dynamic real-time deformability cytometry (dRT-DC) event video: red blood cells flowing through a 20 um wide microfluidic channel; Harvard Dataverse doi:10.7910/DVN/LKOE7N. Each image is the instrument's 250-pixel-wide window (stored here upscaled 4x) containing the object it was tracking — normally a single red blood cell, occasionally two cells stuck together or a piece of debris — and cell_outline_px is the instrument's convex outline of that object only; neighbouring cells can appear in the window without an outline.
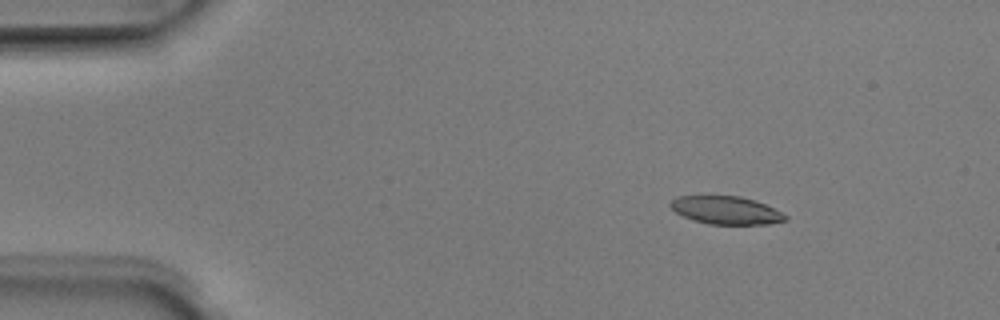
{"species": "Egyptian fruit bat (a non-hibernating species)", "species_latin": "Rousettus aegyptiacus", "temperature_condition": "room temperature", "stored_images_in_passage": 6, "camera_frame_rate_fps": 3000, "um_per_image_px": 0.085, "animal": {"sex": "male"}, "frame": {"image": 1, "passage_image": 3, "time_ms": 0.667, "image_size_px": [1000, 320], "cell_outline_px": [[788, 220], [768, 224], [708, 224], [684, 216], [676, 212], [668, 204], [676, 196], [740, 196], [764, 204], [788, 216]], "centroid_in_image_um": [61.71, 17.87], "position_along_channel_um": 23.3, "area_um2": 18.44}}
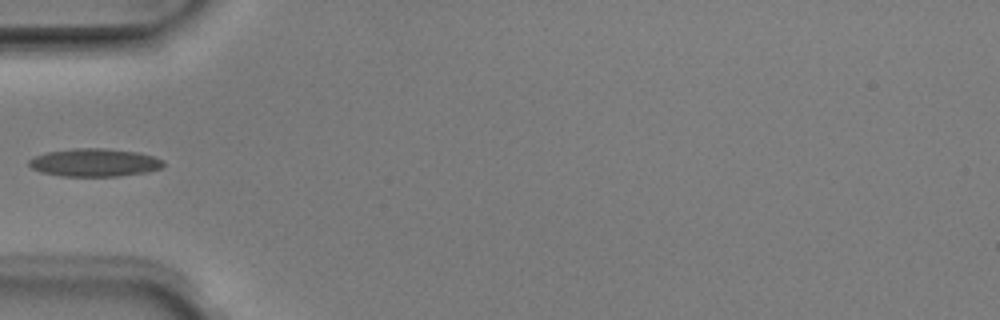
{"frame": {"image": 2, "passage_image": 6, "time_ms": 1.667, "image_size_px": [1000, 320], "cell_outline_px": [[164, 164], [160, 168], [148, 172], [120, 176], [60, 176], [40, 172], [32, 168], [28, 164], [28, 160], [36, 156], [48, 152], [72, 148], [104, 148], [140, 152], [164, 160]], "centroid_in_image_um": [8.04, 13.82], "position_along_channel_um": 77.0, "area_um2": 22.02}}